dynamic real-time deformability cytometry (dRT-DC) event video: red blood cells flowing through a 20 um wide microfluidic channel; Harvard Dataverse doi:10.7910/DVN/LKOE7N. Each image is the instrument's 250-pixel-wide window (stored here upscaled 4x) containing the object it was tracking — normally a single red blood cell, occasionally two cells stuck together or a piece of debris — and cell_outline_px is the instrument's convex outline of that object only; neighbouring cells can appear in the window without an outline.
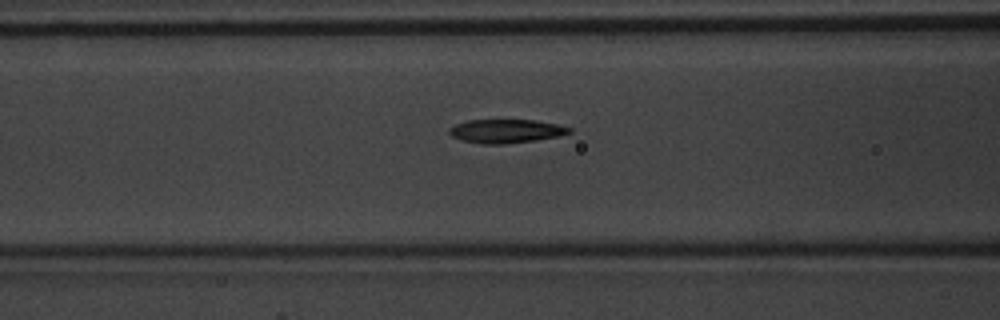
{"species": "common noctule bat (a hibernating species)", "species_latin": "Nyctalus noctula", "temperature_condition": "warm", "stored_images_in_passage": 33, "camera_frame_rate_fps": 3000, "um_per_image_px": 0.085, "animal": {"sex": "male", "body_mass_g": 20.1, "forearm_length_mm": 53.5}, "frame": {"image": 1, "passage_image": 6, "time_ms": 1.667, "image_size_px": [1000, 320], "cell_outline_px": [[572, 132], [560, 136], [536, 140], [504, 144], [484, 144], [464, 140], [452, 136], [448, 132], [448, 128], [456, 124], [468, 120], [536, 120], [556, 124], [572, 128]], "centroid_in_image_um": [43.03, 11.14], "position_along_channel_um": 123.6, "area_um2": 16.53}}
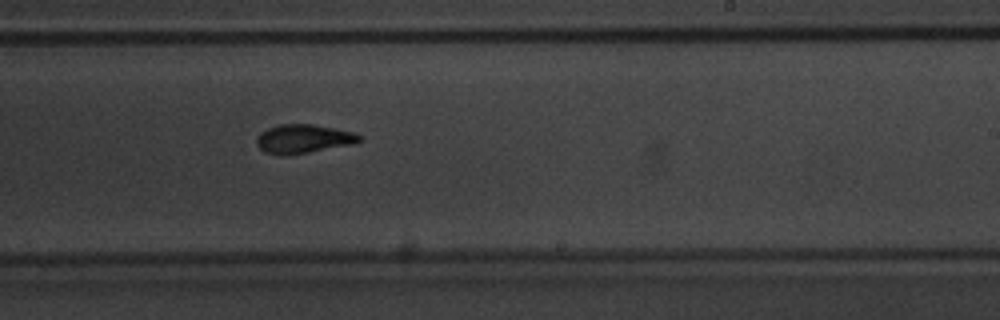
{"frame": {"image": 2, "passage_image": 16, "time_ms": 5.0, "image_size_px": [1000, 320], "cell_outline_px": [[360, 140], [352, 144], [308, 152], [264, 152], [256, 144], [256, 136], [260, 132], [268, 128], [280, 124], [312, 124], [352, 132], [360, 136]], "centroid_in_image_um": [25.76, 11.75], "position_along_channel_um": 263.2, "area_um2": 16.42}}
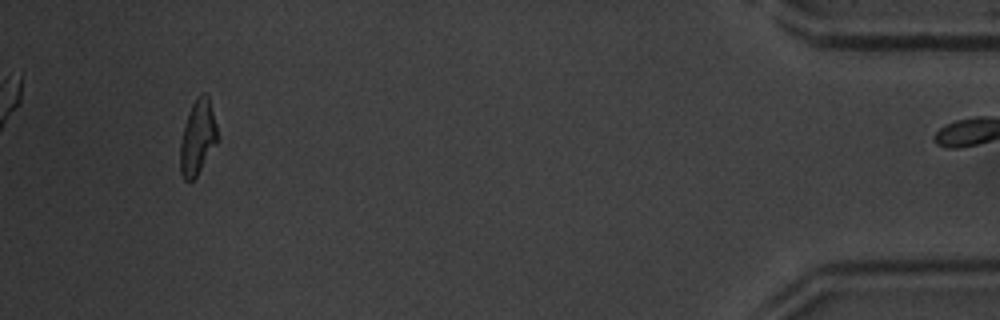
{"frame": {"image": 3, "passage_image": 32, "time_ms": 10.333, "image_size_px": [1000, 320], "cell_outline_px": [[220, 140], [196, 176], [192, 180], [184, 180], [180, 172], [180, 144], [188, 112], [196, 96], [200, 92], [204, 92], [208, 96], [216, 124]], "centroid_in_image_um": [16.82, 11.67], "position_along_channel_um": 418.4, "area_um2": 16.36}}